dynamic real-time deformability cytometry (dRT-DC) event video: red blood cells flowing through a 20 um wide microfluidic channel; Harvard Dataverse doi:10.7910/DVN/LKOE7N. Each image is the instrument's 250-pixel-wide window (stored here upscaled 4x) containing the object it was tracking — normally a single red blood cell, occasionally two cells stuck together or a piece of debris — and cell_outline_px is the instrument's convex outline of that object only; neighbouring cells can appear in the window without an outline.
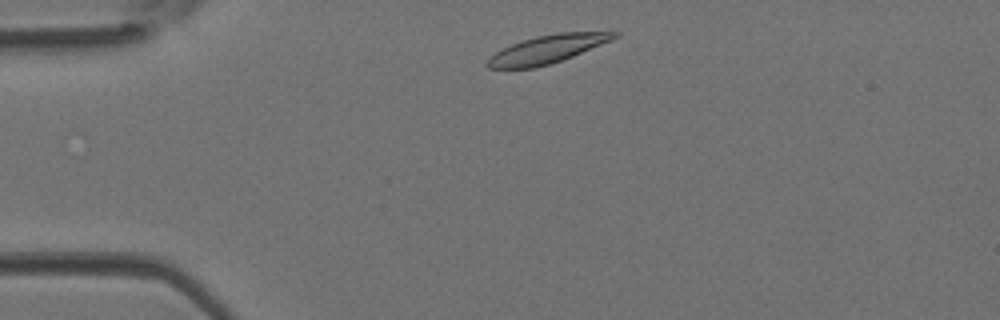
{"species": "Egyptian fruit bat (a non-hibernating species)", "species_latin": "Rousettus aegyptiacus", "temperature_condition": "room temperature", "stored_images_in_passage": 36, "camera_frame_rate_fps": 3000, "um_per_image_px": 0.085, "animal": {"sex": "female"}, "frame": {"image": 1, "passage_image": 2, "time_ms": 0.333, "image_size_px": [1000, 320], "cell_outline_px": [[620, 36], [612, 40], [572, 56], [548, 64], [532, 68], [488, 68], [484, 64], [496, 52], [520, 40], [536, 36], [556, 32], [620, 32]], "centroid_in_image_um": [46.53, 4.16], "position_along_channel_um": 38.5, "area_um2": 20.52}}
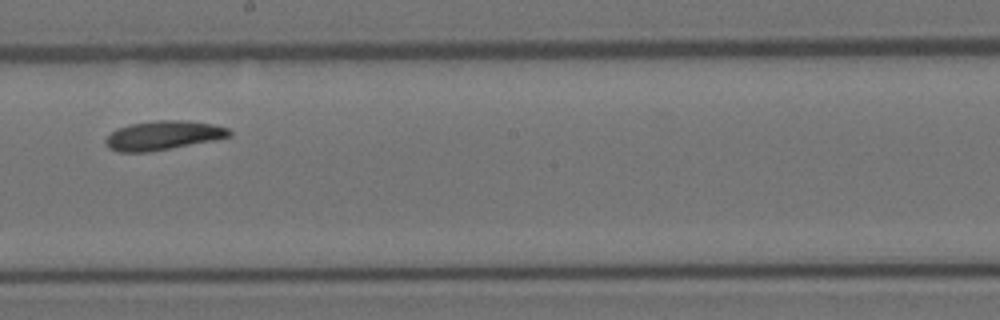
{"frame": {"image": 2, "passage_image": 17, "time_ms": 5.333, "image_size_px": [1000, 320], "cell_outline_px": [[232, 136], [216, 140], [148, 152], [120, 152], [108, 148], [104, 140], [116, 128], [132, 124], [156, 120], [184, 120], [212, 124], [228, 128], [232, 132]], "centroid_in_image_um": [13.88, 11.51], "position_along_channel_um": 234.3, "area_um2": 20.98}}
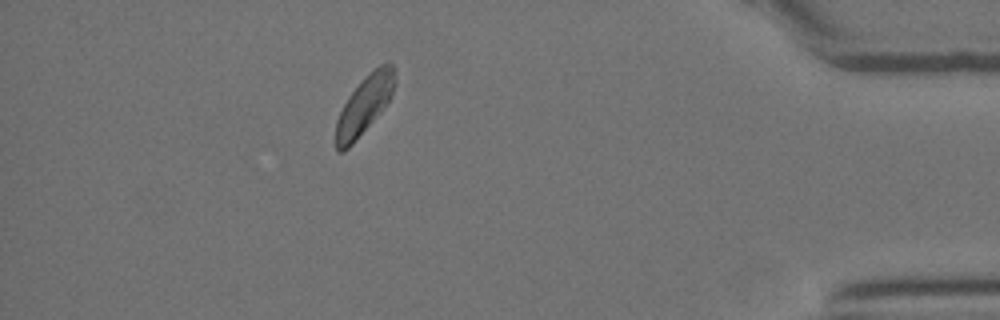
{"frame": {"image": 3, "passage_image": 31, "time_ms": 10.0, "image_size_px": [1000, 320], "cell_outline_px": [[396, 84], [388, 100], [380, 112], [352, 144], [344, 152], [336, 152], [336, 120], [348, 96], [380, 64], [392, 64], [396, 80]], "centroid_in_image_um": [30.95, 8.98], "position_along_channel_um": 404.3, "area_um2": 19.19}}